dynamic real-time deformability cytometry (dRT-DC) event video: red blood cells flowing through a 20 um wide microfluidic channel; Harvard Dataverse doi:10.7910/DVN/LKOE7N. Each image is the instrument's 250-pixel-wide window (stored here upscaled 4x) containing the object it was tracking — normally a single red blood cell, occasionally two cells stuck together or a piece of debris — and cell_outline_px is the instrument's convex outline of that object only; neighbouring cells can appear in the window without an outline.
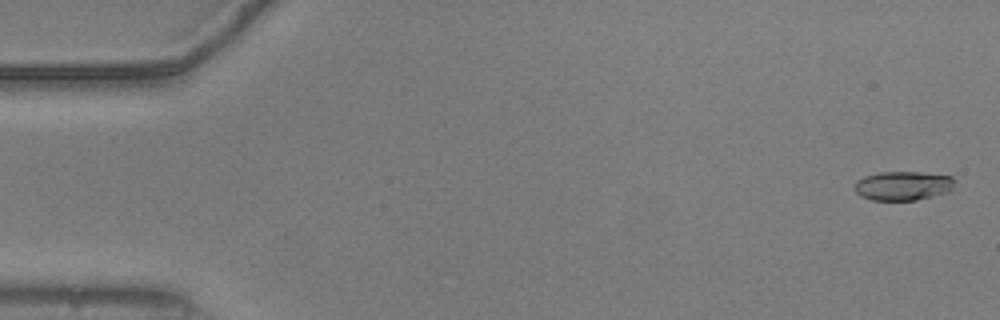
{"species": "common noctule bat (a hibernating species)", "species_latin": "Nyctalus noctula", "temperature_condition": "warm", "stored_images_in_passage": 54, "camera_frame_rate_fps": 3000, "um_per_image_px": 0.085, "animal": {"sex": "male", "body_mass_g": 20.5, "forearm_length_mm": 52.5}, "frame": {"image": 1, "passage_image": 2, "time_ms": 0.333, "image_size_px": [1000, 320], "cell_outline_px": [[956, 180], [952, 188], [948, 192], [916, 200], [872, 200], [860, 196], [852, 188], [856, 180], [864, 176], [880, 172], [924, 172], [952, 176]], "centroid_in_image_um": [76.73, 15.78], "position_along_channel_um": 8.3, "area_um2": 17.22}}
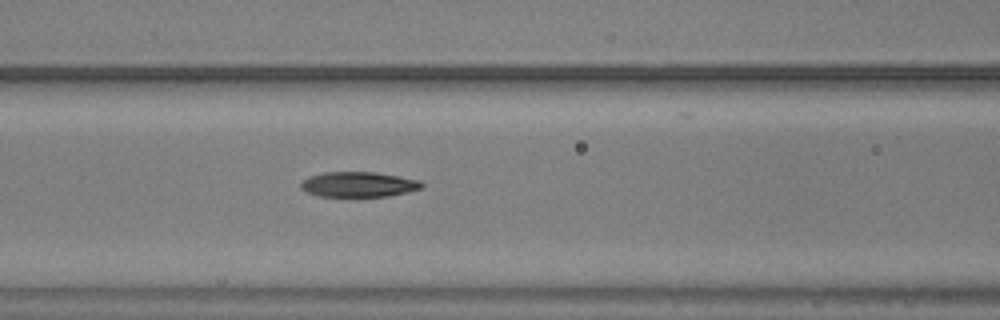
{"frame": {"image": 2, "passage_image": 23, "time_ms": 7.333, "image_size_px": [1000, 320], "cell_outline_px": [[424, 184], [420, 188], [388, 196], [320, 196], [308, 192], [300, 188], [300, 184], [308, 176], [324, 172], [376, 172], [400, 176], [420, 180]], "centroid_in_image_um": [30.46, 15.66], "position_along_channel_um": 136.1, "area_um2": 17.57}}
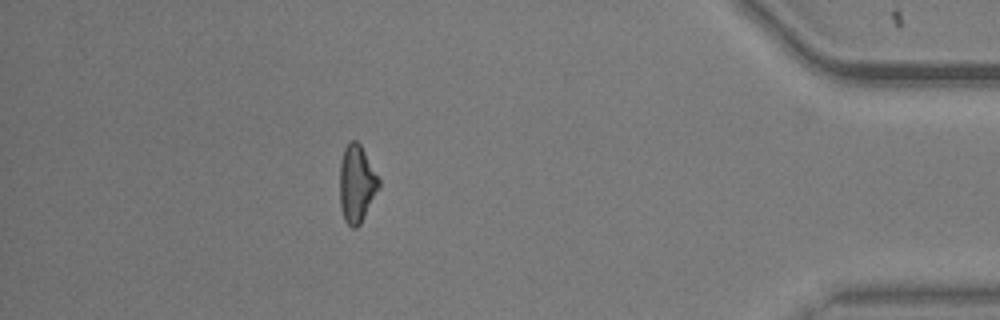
{"frame": {"image": 3, "passage_image": 48, "time_ms": 15.667, "image_size_px": [1000, 320], "cell_outline_px": [[380, 188], [360, 224], [356, 228], [352, 228], [344, 220], [340, 208], [340, 160], [344, 148], [352, 140], [356, 140], [360, 144], [380, 180]], "centroid_in_image_um": [30.31, 15.64], "position_along_channel_um": 404.9, "area_um2": 17.69}, "authors_computed_cell_mechanics": {"area_um2": 17.918, "velocity_mm_per_s": 3.7891, "shape_relaxation_time_tau1_ms": 5.4271, "shape_relaxation_time_tau2_ms": 5.5946, "deformation_change_tau1": 0.1945, "deformation_change_tau2": 0.1396}}